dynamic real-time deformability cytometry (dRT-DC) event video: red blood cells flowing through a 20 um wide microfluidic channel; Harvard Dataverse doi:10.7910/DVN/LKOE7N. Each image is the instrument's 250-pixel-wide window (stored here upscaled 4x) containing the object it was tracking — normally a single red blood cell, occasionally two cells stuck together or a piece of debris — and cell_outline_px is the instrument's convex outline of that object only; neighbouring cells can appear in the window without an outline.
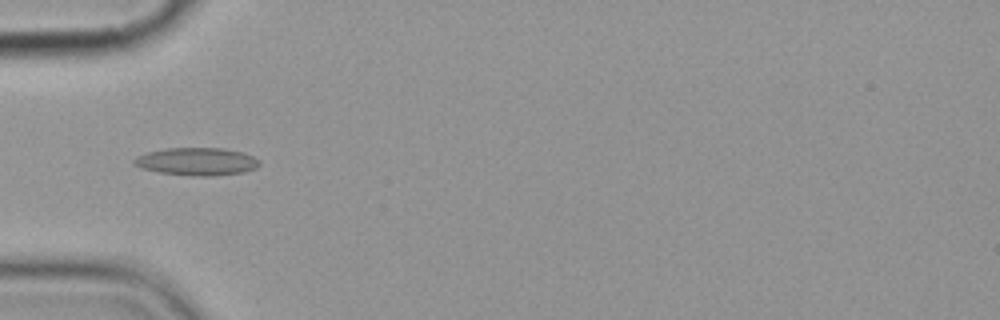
{"species": "common noctule bat (a hibernating species)", "species_latin": "Nyctalus noctula", "temperature_condition": "cold", "stored_images_in_passage": 7, "camera_frame_rate_fps": 3000, "um_per_image_px": 0.085, "animal": {"sex": "female", "body_mass_g": 19.9}, "frame": {"image": 1, "passage_image": 5, "time_ms": 4.667, "image_size_px": [1000, 320], "cell_outline_px": [[260, 164], [256, 168], [244, 172], [216, 176], [192, 176], [160, 172], [140, 168], [132, 164], [132, 160], [136, 156], [148, 152], [164, 148], [224, 148], [244, 152], [260, 160]], "centroid_in_image_um": [16.73, 13.73], "position_along_channel_um": 68.3, "area_um2": 20.52}}
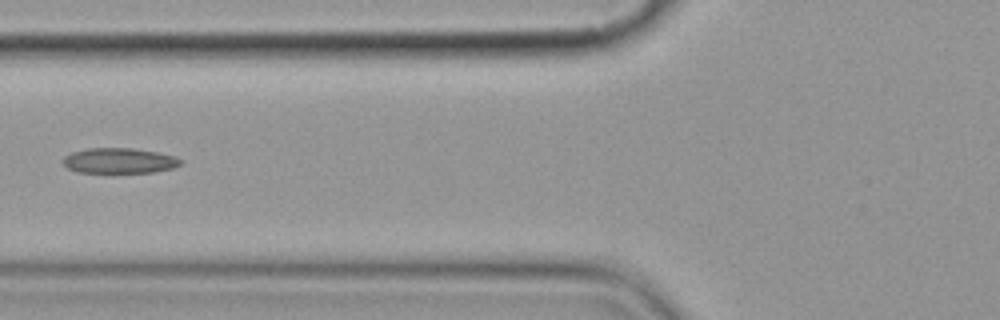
{"frame": {"image": 2, "passage_image": 6, "time_ms": 6.0, "image_size_px": [1000, 320], "cell_outline_px": [[184, 160], [180, 164], [172, 168], [152, 172], [112, 176], [76, 172], [68, 168], [60, 160], [64, 156], [72, 152], [88, 148], [132, 148], [156, 152], [176, 156]], "centroid_in_image_um": [10.09, 13.71], "position_along_channel_um": 115.7, "area_um2": 18.44}}
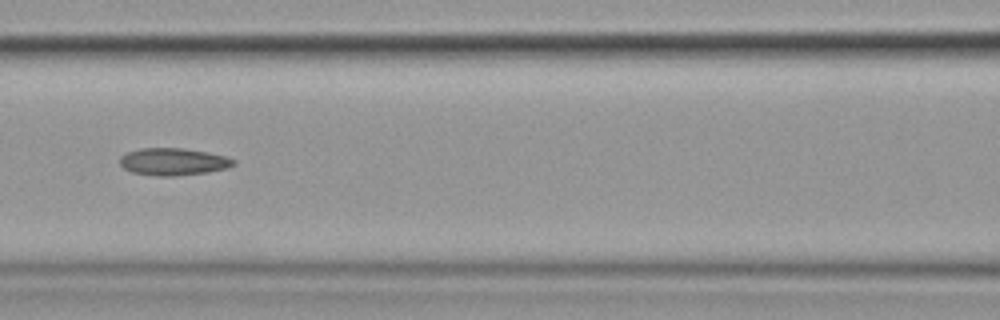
{"frame": {"image": 3, "passage_image": 7, "time_ms": 7.0, "image_size_px": [1000, 320], "cell_outline_px": [[236, 164], [228, 168], [208, 172], [172, 176], [160, 176], [132, 172], [124, 168], [120, 164], [120, 156], [128, 152], [140, 148], [180, 148], [204, 152], [224, 156], [236, 160]], "centroid_in_image_um": [14.73, 13.75], "position_along_channel_um": 151.9, "area_um2": 17.86}}